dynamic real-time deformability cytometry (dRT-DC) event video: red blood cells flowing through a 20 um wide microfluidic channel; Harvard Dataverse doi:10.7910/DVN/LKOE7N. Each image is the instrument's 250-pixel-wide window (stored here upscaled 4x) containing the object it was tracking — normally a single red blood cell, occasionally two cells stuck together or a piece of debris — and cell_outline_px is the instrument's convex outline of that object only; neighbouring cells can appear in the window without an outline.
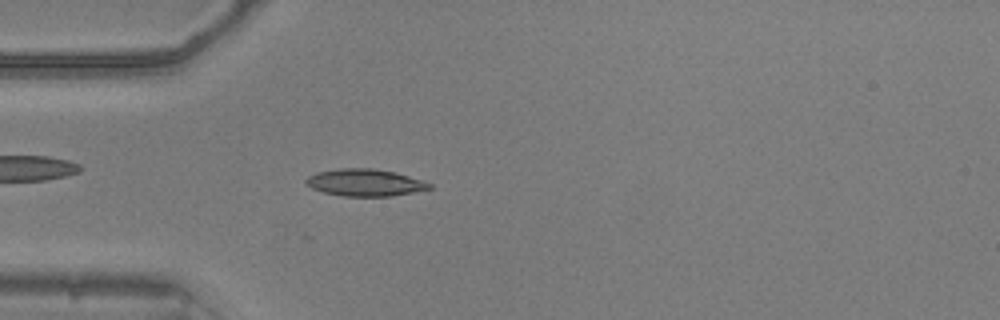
{"species": "common noctule bat (a hibernating species)", "species_latin": "Nyctalus noctula", "temperature_condition": "warm", "stored_images_in_passage": 24, "camera_frame_rate_fps": 3000, "um_per_image_px": 0.085, "animal": {"sex": "male", "body_mass_g": 20.5, "forearm_length_mm": 52.5}, "frame": {"image": 1, "passage_image": 1, "time_ms": 0.0, "image_size_px": [1000, 320], "cell_outline_px": [[432, 188], [392, 196], [344, 196], [324, 192], [312, 188], [304, 180], [308, 176], [316, 172], [340, 168], [372, 168], [396, 172], [432, 184]], "centroid_in_image_um": [31.0, 15.51], "position_along_channel_um": 54.0, "area_um2": 19.31}}
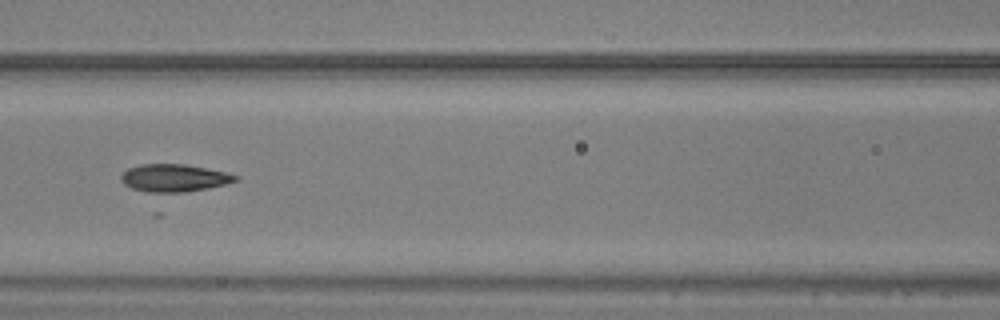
{"frame": {"image": 2, "passage_image": 9, "time_ms": 2.667, "image_size_px": [1000, 320], "cell_outline_px": [[240, 176], [236, 180], [224, 184], [208, 188], [160, 196], [156, 196], [132, 188], [124, 184], [120, 180], [120, 176], [128, 168], [140, 164], [184, 164], [224, 172]], "centroid_in_image_um": [14.71, 15.17], "position_along_channel_um": 151.9, "area_um2": 18.84}}
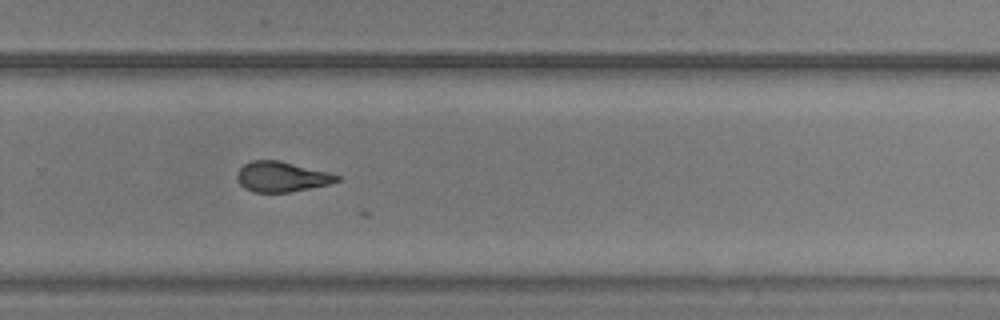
{"frame": {"image": 3, "passage_image": 21, "time_ms": 6.667, "image_size_px": [1000, 320], "cell_outline_px": [[340, 180], [328, 184], [288, 192], [252, 192], [244, 188], [240, 184], [236, 176], [236, 172], [244, 164], [252, 160], [280, 160], [328, 172], [340, 176]], "centroid_in_image_um": [23.9, 15.01], "position_along_channel_um": 305.9, "area_um2": 17.51}}